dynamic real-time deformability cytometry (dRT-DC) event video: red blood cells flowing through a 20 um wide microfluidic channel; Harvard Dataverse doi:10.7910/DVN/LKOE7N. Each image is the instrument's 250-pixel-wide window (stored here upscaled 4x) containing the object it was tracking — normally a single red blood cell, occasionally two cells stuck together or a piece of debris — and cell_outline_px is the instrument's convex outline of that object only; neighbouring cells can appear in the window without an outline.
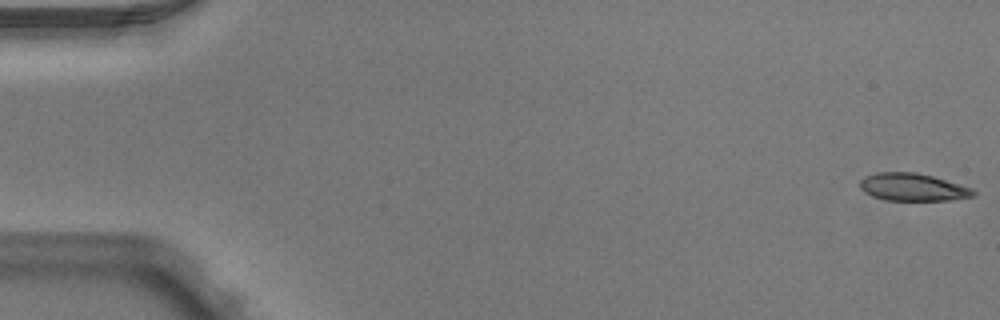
{"species": "Egyptian fruit bat (a non-hibernating species)", "species_latin": "Rousettus aegyptiacus", "temperature_condition": "warm", "stored_images_in_passage": 6, "camera_frame_rate_fps": 3000, "um_per_image_px": 0.085, "animal": {"sex": "male"}, "frame": {"image": 1, "passage_image": 1, "time_ms": 0.0, "image_size_px": [1000, 320], "cell_outline_px": [[976, 196], [948, 200], [884, 200], [872, 196], [864, 192], [860, 188], [860, 180], [864, 176], [876, 172], [916, 172], [932, 176], [972, 188], [976, 192]], "centroid_in_image_um": [77.56, 15.9], "position_along_channel_um": 7.4, "area_um2": 18.26}}
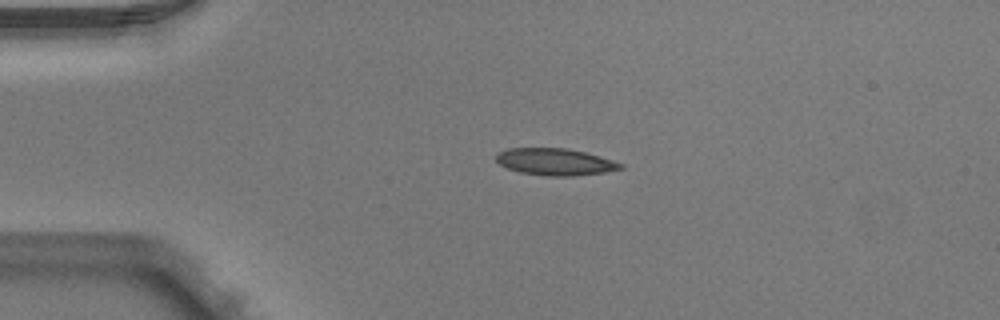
{"frame": {"image": 2, "passage_image": 4, "time_ms": 1.0, "image_size_px": [1000, 320], "cell_outline_px": [[624, 168], [604, 172], [572, 176], [548, 176], [520, 172], [508, 168], [500, 164], [496, 160], [496, 152], [508, 148], [568, 148], [600, 156], [624, 164]], "centroid_in_image_um": [47.18, 13.75], "position_along_channel_um": 37.8, "area_um2": 19.48}}
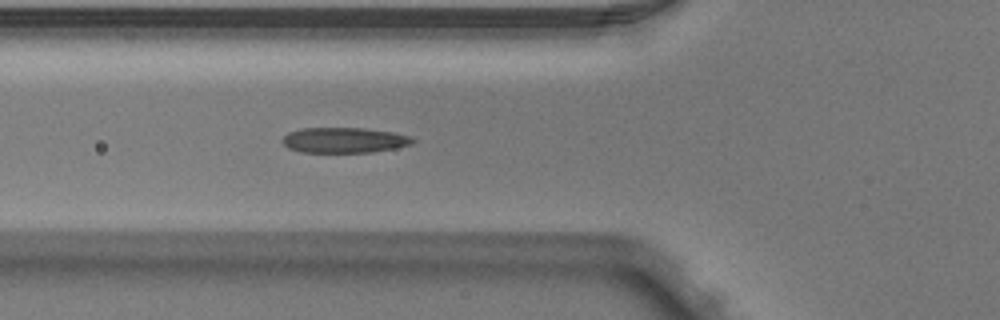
{"frame": {"image": 3, "passage_image": 6, "time_ms": 1.667, "image_size_px": [1000, 320], "cell_outline_px": [[416, 140], [412, 144], [396, 148], [372, 152], [300, 152], [288, 148], [280, 140], [288, 132], [300, 128], [364, 128], [392, 132], [412, 136]], "centroid_in_image_um": [29.26, 11.91], "position_along_channel_um": 96.5, "area_um2": 19.42}}